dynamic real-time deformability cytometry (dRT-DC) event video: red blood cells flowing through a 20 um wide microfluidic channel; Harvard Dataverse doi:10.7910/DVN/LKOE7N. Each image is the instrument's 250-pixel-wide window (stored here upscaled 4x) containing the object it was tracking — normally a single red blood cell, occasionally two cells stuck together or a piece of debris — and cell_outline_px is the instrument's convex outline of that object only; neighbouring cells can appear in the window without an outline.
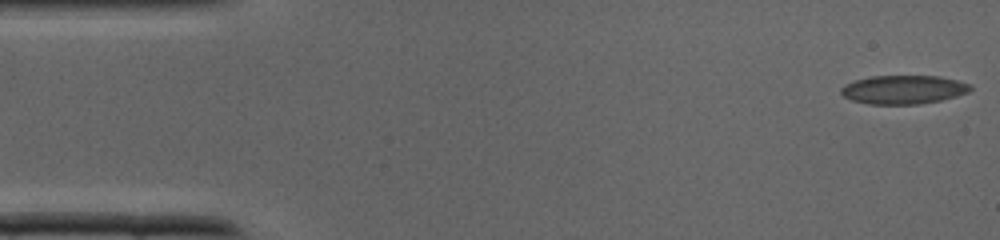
{"species": "common noctule bat (a hibernating species)", "species_latin": "Nyctalus noctula", "temperature_condition": "cold", "stored_images_in_passage": 37, "camera_frame_rate_fps": 3000, "um_per_image_px": 0.085, "animal": {"sex": "male", "body_mass_g": 19.0, "forearm_length_mm": 50.8}, "frame": {"image": 1, "passage_image": 1, "time_ms": 0.0, "image_size_px": [1000, 240], "cell_outline_px": [[972, 88], [968, 92], [956, 96], [940, 100], [916, 104], [872, 104], [852, 100], [844, 96], [840, 92], [840, 88], [856, 80], [872, 76], [936, 76], [956, 80], [968, 84]], "centroid_in_image_um": [76.78, 7.61], "position_along_channel_um": 8.2, "area_um2": 21.21}}
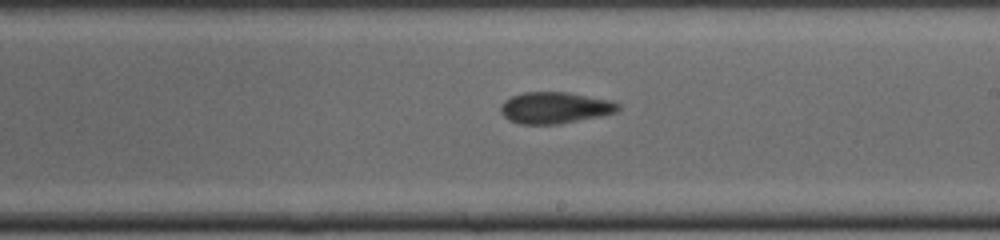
{"frame": {"image": 2, "passage_image": 21, "time_ms": 6.667, "image_size_px": [1000, 240], "cell_outline_px": [[620, 108], [616, 112], [600, 116], [560, 124], [520, 124], [508, 120], [504, 116], [500, 108], [504, 100], [512, 96], [524, 92], [564, 92], [608, 100], [620, 104]], "centroid_in_image_um": [47.14, 9.17], "position_along_channel_um": 241.9, "area_um2": 21.33}}
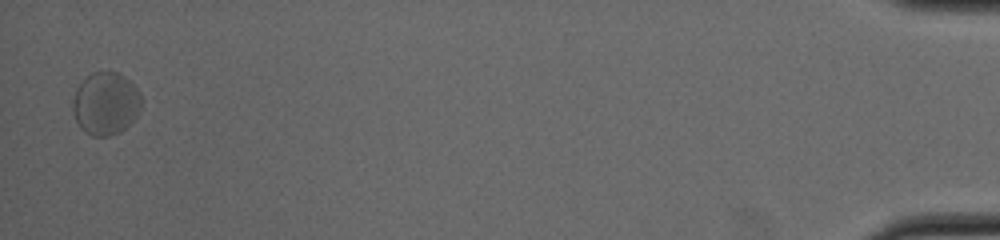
{"frame": {"image": 3, "passage_image": 37, "time_ms": 12.0, "image_size_px": [1000, 240], "cell_outline_px": [[140, 112], [120, 132], [108, 136], [92, 136], [84, 132], [80, 128], [76, 120], [72, 108], [72, 104], [76, 92], [80, 84], [92, 72], [116, 72], [124, 76], [136, 88], [140, 96]], "centroid_in_image_um": [8.97, 8.82], "position_along_channel_um": 426.2, "area_um2": 24.68}}